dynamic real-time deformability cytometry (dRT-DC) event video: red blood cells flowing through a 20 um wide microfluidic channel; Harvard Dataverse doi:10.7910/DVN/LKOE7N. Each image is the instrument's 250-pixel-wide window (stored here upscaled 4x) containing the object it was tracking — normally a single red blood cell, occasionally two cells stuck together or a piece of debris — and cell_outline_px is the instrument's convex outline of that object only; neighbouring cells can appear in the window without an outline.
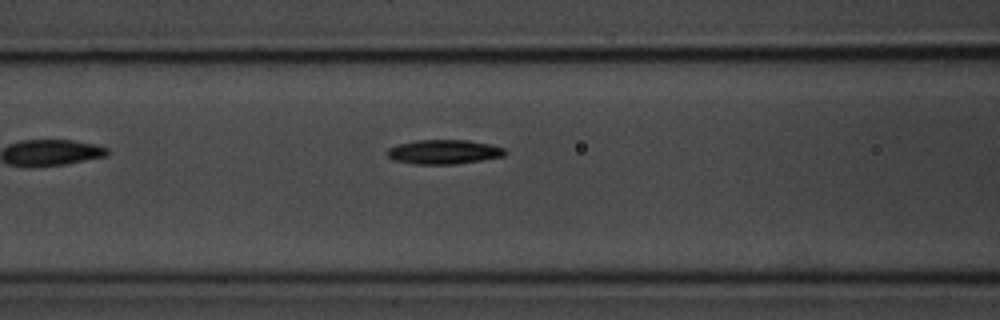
{"species": "common noctule bat (a hibernating species)", "species_latin": "Nyctalus noctula", "temperature_condition": "room temperature", "stored_images_in_passage": 34, "camera_frame_rate_fps": 3000, "um_per_image_px": 0.085, "animal": {"sex": "male", "body_mass_g": 20.1, "forearm_length_mm": 53.5}, "frame": {"image": 1, "passage_image": 6, "time_ms": 1.667, "image_size_px": [1000, 320], "cell_outline_px": [[508, 152], [504, 156], [456, 164], [416, 164], [392, 160], [384, 152], [388, 148], [396, 144], [416, 140], [468, 140], [488, 144], [504, 148]], "centroid_in_image_um": [37.67, 12.91], "position_along_channel_um": 128.9, "area_um2": 16.82}}
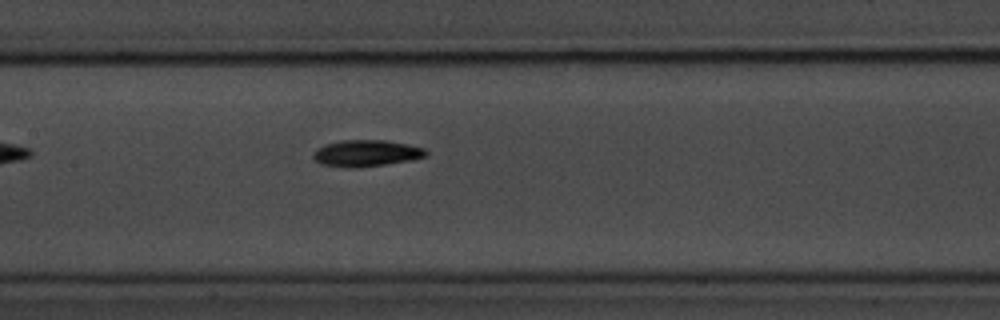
{"frame": {"image": 2, "passage_image": 10, "time_ms": 3.0, "image_size_px": [1000, 320], "cell_outline_px": [[428, 156], [412, 160], [360, 168], [344, 168], [320, 164], [312, 156], [316, 148], [324, 144], [344, 140], [384, 140], [408, 144], [424, 148], [428, 152]], "centroid_in_image_um": [31.13, 13.03], "position_along_channel_um": 176.3, "area_um2": 17.69}, "authors_computed_cell_mechanics": {"area_um2": 16.6175, "velocity_mm_per_s": 3.5455, "shape_relaxation_time_tau1_ms": 2.5498, "shape_relaxation_time_tau2_ms": 9.7445, "deformation_change_tau1": 0.1372, "deformation_change_tau2": 0.1598}}